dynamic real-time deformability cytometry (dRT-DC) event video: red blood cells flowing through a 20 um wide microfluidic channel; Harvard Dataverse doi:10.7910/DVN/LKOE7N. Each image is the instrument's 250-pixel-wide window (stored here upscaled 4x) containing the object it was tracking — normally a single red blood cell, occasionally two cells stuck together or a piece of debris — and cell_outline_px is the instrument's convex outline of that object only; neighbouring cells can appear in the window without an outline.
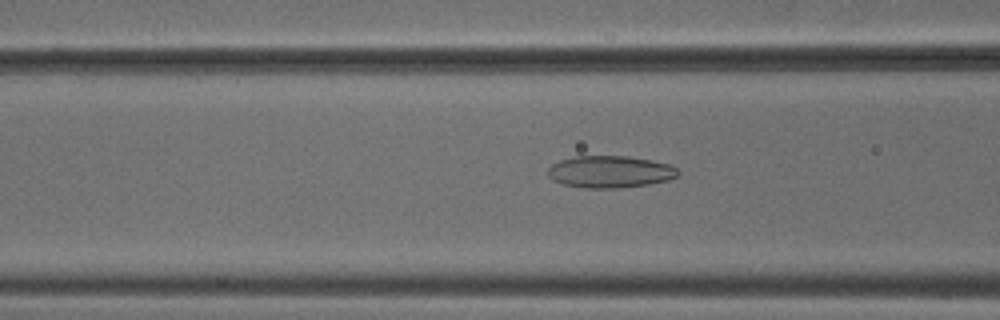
{"species": "common noctule bat (a hibernating species)", "species_latin": "Nyctalus noctula", "temperature_condition": "cold", "stored_images_in_passage": 53, "camera_frame_rate_fps": 3000, "um_per_image_px": 0.085, "animal": {"sex": "male", "body_mass_g": 18.8}, "frame": {"image": 1, "passage_image": 21, "time_ms": 6.667, "image_size_px": [1000, 320], "cell_outline_px": [[680, 172], [676, 176], [668, 180], [648, 184], [620, 188], [584, 188], [564, 184], [552, 180], [548, 176], [548, 168], [552, 164], [560, 160], [576, 156], [628, 156], [652, 160], [668, 164], [676, 168]], "centroid_in_image_um": [51.84, 14.6], "position_along_channel_um": 114.8, "area_um2": 24.28}}
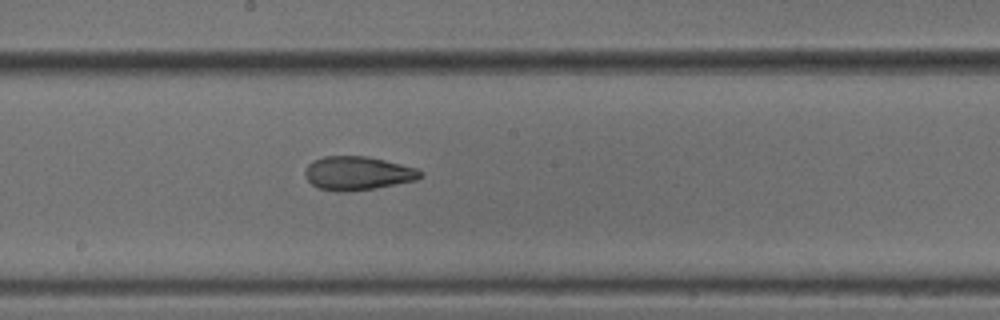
{"frame": {"image": 2, "passage_image": 29, "time_ms": 9.333, "image_size_px": [1000, 320], "cell_outline_px": [[424, 172], [416, 180], [376, 188], [344, 192], [336, 192], [316, 188], [304, 176], [304, 172], [308, 164], [312, 160], [324, 156], [368, 156], [416, 168]], "centroid_in_image_um": [30.35, 14.73], "position_along_channel_um": 217.8, "area_um2": 22.77}}
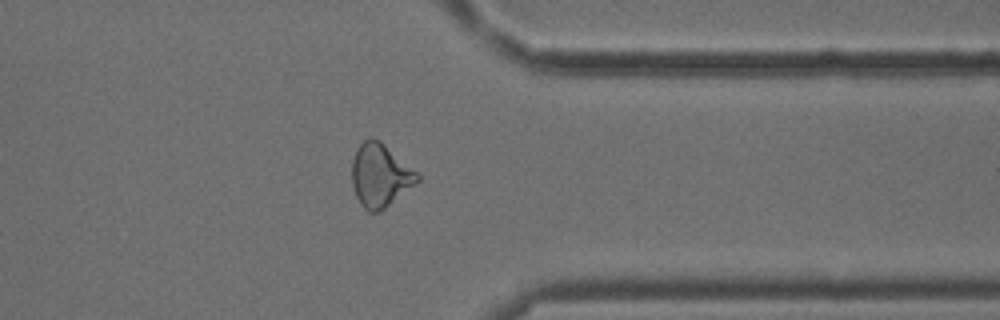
{"frame": {"image": 3, "passage_image": 42, "time_ms": 13.667, "image_size_px": [1000, 320], "cell_outline_px": [[420, 180], [416, 184], [380, 212], [368, 212], [360, 204], [356, 196], [352, 184], [352, 160], [356, 148], [364, 140], [372, 136], [380, 140], [416, 172], [420, 176]], "centroid_in_image_um": [32.29, 14.91], "position_along_channel_um": 379.1, "area_um2": 24.1}, "authors_computed_cell_mechanics": {"area_um2": 24.7384, "velocity_mm_per_s": 3.8432, "shape_relaxation_time_tau1_ms": 7.9917, "shape_relaxation_time_tau2_ms": 2.2858, "deformation_change_tau1": 0.1977, "deformation_change_tau2": 0.1044}}